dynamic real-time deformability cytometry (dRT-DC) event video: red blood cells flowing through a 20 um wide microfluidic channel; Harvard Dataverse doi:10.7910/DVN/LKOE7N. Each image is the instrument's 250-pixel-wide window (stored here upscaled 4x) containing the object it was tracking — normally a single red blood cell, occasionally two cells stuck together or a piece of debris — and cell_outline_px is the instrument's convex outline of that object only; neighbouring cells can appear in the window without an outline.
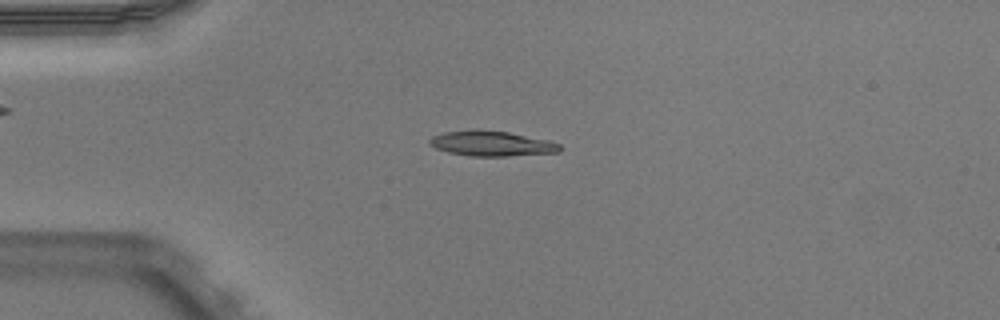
{"species": "Egyptian fruit bat (a non-hibernating species)", "species_latin": "Rousettus aegyptiacus", "temperature_condition": "warm", "stored_images_in_passage": 52, "camera_frame_rate_fps": 3000, "um_per_image_px": 0.085, "animal": {"sex": "male"}, "frame": {"image": 1, "passage_image": 14, "time_ms": 4.333, "image_size_px": [1000, 320], "cell_outline_px": [[560, 152], [508, 156], [472, 156], [448, 152], [436, 148], [428, 144], [428, 140], [432, 136], [444, 132], [476, 128], [508, 132], [548, 140], [560, 144]], "centroid_in_image_um": [41.75, 12.18], "position_along_channel_um": 43.3, "area_um2": 19.25}}
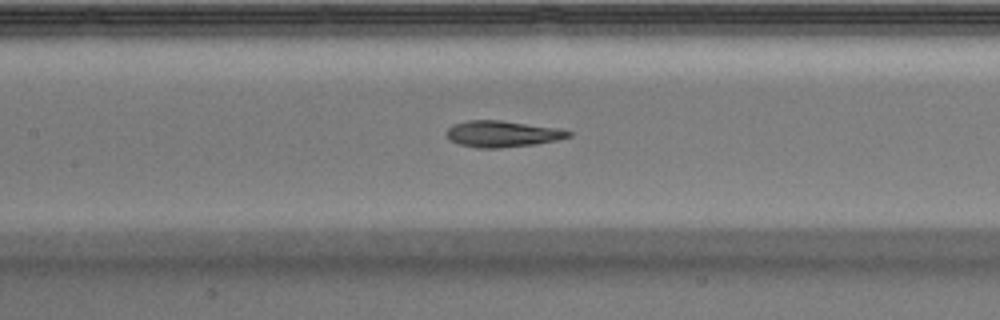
{"frame": {"image": 2, "passage_image": 25, "time_ms": 8.0, "image_size_px": [1000, 320], "cell_outline_px": [[572, 136], [556, 140], [536, 144], [500, 148], [476, 148], [460, 144], [452, 140], [448, 136], [448, 128], [452, 124], [468, 120], [500, 120], [560, 128], [572, 132]], "centroid_in_image_um": [42.74, 11.37], "position_along_channel_um": 164.7, "area_um2": 18.67}}
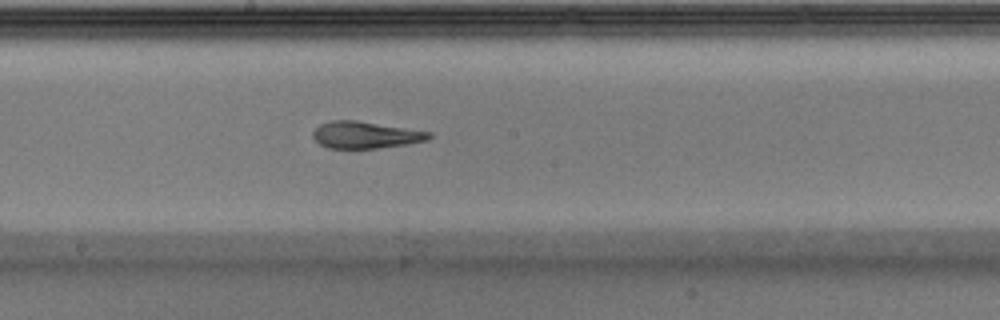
{"frame": {"image": 3, "passage_image": 29, "time_ms": 9.333, "image_size_px": [1000, 320], "cell_outline_px": [[432, 136], [428, 140], [408, 144], [376, 148], [328, 148], [320, 144], [312, 136], [312, 132], [320, 124], [332, 120], [356, 120], [432, 132]], "centroid_in_image_um": [31.07, 11.46], "position_along_channel_um": 217.1, "area_um2": 18.15}, "authors_computed_cell_mechanics": {"area_um2": 18.8139, "velocity_mm_per_s": 3.9504, "shape_relaxation_time_tau1_ms": 4.149, "shape_relaxation_time_tau2_ms": 2.161, "deformation_change_tau1": 0.183, "deformation_change_tau2": 0.1064}}